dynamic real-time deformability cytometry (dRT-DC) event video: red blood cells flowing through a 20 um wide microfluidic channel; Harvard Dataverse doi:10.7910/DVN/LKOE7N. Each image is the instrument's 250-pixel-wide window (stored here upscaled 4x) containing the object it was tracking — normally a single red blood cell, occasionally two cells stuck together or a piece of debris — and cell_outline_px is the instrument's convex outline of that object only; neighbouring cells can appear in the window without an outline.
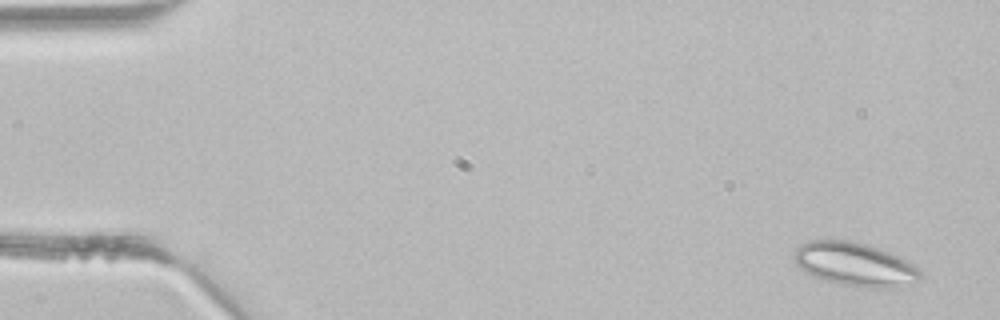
{"species": "common noctule bat (a hibernating species)", "species_latin": "Nyctalus noctula", "temperature_condition": "room temperature", "stored_images_in_passage": 3, "camera_frame_rate_fps": 3000, "um_per_image_px": 0.085, "animal": {"sex": "male", "body_mass_g": 21.5, "forearm_length_mm": 52.0}, "frame": {"image": 1, "passage_image": 1, "time_ms": 0.0, "image_size_px": [1000, 320], "cell_outline_px": [[924, 276], [920, 280], [912, 284], [892, 288], [872, 288], [840, 284], [824, 280], [812, 276], [800, 268], [796, 264], [792, 256], [796, 248], [800, 244], [812, 240], [848, 240], [864, 244], [876, 248], [896, 256], [912, 264]], "centroid_in_image_um": [72.63, 22.48], "position_along_channel_um": 12.4, "area_um2": 31.91}}